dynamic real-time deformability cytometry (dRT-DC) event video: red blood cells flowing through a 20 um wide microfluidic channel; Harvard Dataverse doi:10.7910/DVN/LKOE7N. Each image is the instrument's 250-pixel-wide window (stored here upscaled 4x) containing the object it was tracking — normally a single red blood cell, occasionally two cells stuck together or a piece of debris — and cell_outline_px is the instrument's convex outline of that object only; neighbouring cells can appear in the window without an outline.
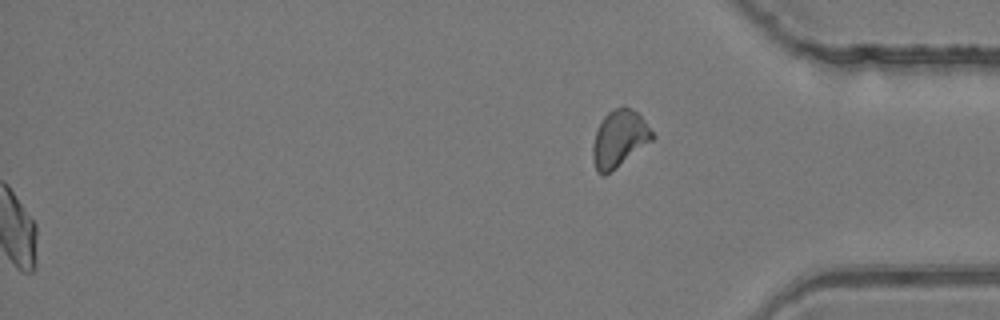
{"species": "common noctule bat (a hibernating species)", "species_latin": "Nyctalus noctula", "temperature_condition": "room temperature", "stored_images_in_passage": 44, "segment_of_instrument_passage": [2, 2], "camera_frame_rate_fps": 3000, "um_per_image_px": 0.085, "animal": {"sex": "female", "body_mass_g": 24.6, "forearm_length_mm": 56.2}, "frame": {"image": 1, "passage_image": 44, "time_ms": 14.333, "image_size_px": [1000, 320], "cell_outline_px": [[656, 136], [652, 140], [604, 176], [596, 172], [592, 160], [592, 144], [596, 132], [604, 116], [608, 112], [624, 104], [636, 112], [644, 120]], "centroid_in_image_um": [52.61, 11.78], "position_along_channel_um": 382.6, "area_um2": 19.54}}